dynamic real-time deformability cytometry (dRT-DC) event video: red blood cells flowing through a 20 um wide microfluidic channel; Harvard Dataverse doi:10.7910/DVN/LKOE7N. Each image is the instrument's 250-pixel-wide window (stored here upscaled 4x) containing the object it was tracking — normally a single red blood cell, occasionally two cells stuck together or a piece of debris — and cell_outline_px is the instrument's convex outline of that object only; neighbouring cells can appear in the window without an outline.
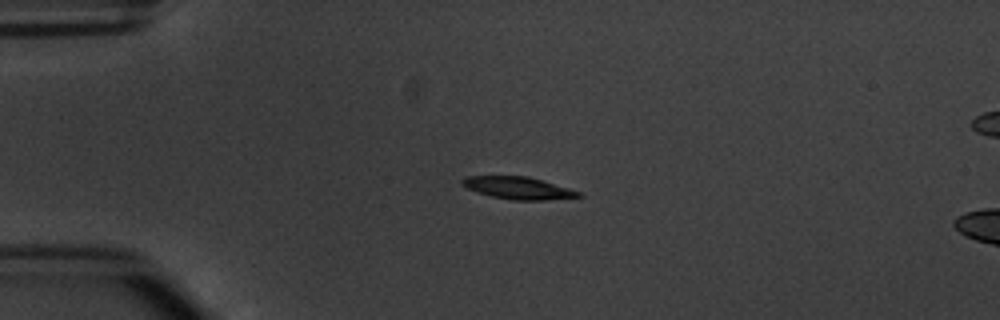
{"species": "common noctule bat (a hibernating species)", "species_latin": "Nyctalus noctula", "temperature_condition": "warm", "stored_images_in_passage": 5, "camera_frame_rate_fps": 3000, "um_per_image_px": 0.085, "animal": {"sex": "male", "body_mass_g": 20.1, "forearm_length_mm": 53.5}, "frame": {"image": 1, "passage_image": 3, "time_ms": 2.333, "image_size_px": [1000, 320], "cell_outline_px": [[584, 196], [544, 200], [512, 200], [492, 196], [476, 192], [460, 184], [460, 180], [464, 176], [528, 176], [568, 188], [580, 192]], "centroid_in_image_um": [44.0, 15.97], "position_along_channel_um": 41.0, "area_um2": 15.03}}